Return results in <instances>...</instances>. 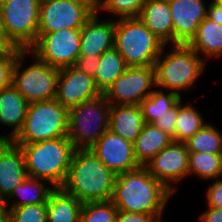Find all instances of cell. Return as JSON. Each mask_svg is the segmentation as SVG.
Segmentation results:
<instances>
[{"label":"cell","mask_w":222,"mask_h":222,"mask_svg":"<svg viewBox=\"0 0 222 222\" xmlns=\"http://www.w3.org/2000/svg\"><path fill=\"white\" fill-rule=\"evenodd\" d=\"M173 193L145 166L117 175L110 201L117 210L163 216Z\"/></svg>","instance_id":"obj_1"},{"label":"cell","mask_w":222,"mask_h":222,"mask_svg":"<svg viewBox=\"0 0 222 222\" xmlns=\"http://www.w3.org/2000/svg\"><path fill=\"white\" fill-rule=\"evenodd\" d=\"M116 178L90 149H75L61 188L82 203L109 201Z\"/></svg>","instance_id":"obj_2"},{"label":"cell","mask_w":222,"mask_h":222,"mask_svg":"<svg viewBox=\"0 0 222 222\" xmlns=\"http://www.w3.org/2000/svg\"><path fill=\"white\" fill-rule=\"evenodd\" d=\"M16 145L23 151L28 177L45 180L55 188L63 186L75 151L67 137Z\"/></svg>","instance_id":"obj_3"},{"label":"cell","mask_w":222,"mask_h":222,"mask_svg":"<svg viewBox=\"0 0 222 222\" xmlns=\"http://www.w3.org/2000/svg\"><path fill=\"white\" fill-rule=\"evenodd\" d=\"M166 48L165 45L155 61L156 87L181 95L180 92L195 87L207 63L188 45H171L168 51Z\"/></svg>","instance_id":"obj_4"},{"label":"cell","mask_w":222,"mask_h":222,"mask_svg":"<svg viewBox=\"0 0 222 222\" xmlns=\"http://www.w3.org/2000/svg\"><path fill=\"white\" fill-rule=\"evenodd\" d=\"M164 46L139 17L115 19L114 48L127 67L154 66Z\"/></svg>","instance_id":"obj_5"},{"label":"cell","mask_w":222,"mask_h":222,"mask_svg":"<svg viewBox=\"0 0 222 222\" xmlns=\"http://www.w3.org/2000/svg\"><path fill=\"white\" fill-rule=\"evenodd\" d=\"M69 109L55 99L29 103L22 129L11 140L31 144L67 137Z\"/></svg>","instance_id":"obj_6"},{"label":"cell","mask_w":222,"mask_h":222,"mask_svg":"<svg viewBox=\"0 0 222 222\" xmlns=\"http://www.w3.org/2000/svg\"><path fill=\"white\" fill-rule=\"evenodd\" d=\"M111 104L104 94L69 109L67 138L75 149H90L109 128Z\"/></svg>","instance_id":"obj_7"},{"label":"cell","mask_w":222,"mask_h":222,"mask_svg":"<svg viewBox=\"0 0 222 222\" xmlns=\"http://www.w3.org/2000/svg\"><path fill=\"white\" fill-rule=\"evenodd\" d=\"M28 55L32 64L23 68ZM59 73L60 69L41 61L30 50H22L13 69L12 85L28 103L55 99Z\"/></svg>","instance_id":"obj_8"},{"label":"cell","mask_w":222,"mask_h":222,"mask_svg":"<svg viewBox=\"0 0 222 222\" xmlns=\"http://www.w3.org/2000/svg\"><path fill=\"white\" fill-rule=\"evenodd\" d=\"M40 4L39 0H8L0 6L7 36L23 50H29L37 41Z\"/></svg>","instance_id":"obj_9"},{"label":"cell","mask_w":222,"mask_h":222,"mask_svg":"<svg viewBox=\"0 0 222 222\" xmlns=\"http://www.w3.org/2000/svg\"><path fill=\"white\" fill-rule=\"evenodd\" d=\"M81 29H61L38 33L36 43L29 49L41 61L62 69L74 66L80 55Z\"/></svg>","instance_id":"obj_10"},{"label":"cell","mask_w":222,"mask_h":222,"mask_svg":"<svg viewBox=\"0 0 222 222\" xmlns=\"http://www.w3.org/2000/svg\"><path fill=\"white\" fill-rule=\"evenodd\" d=\"M154 87V66L127 67L103 94L111 105H139L154 91Z\"/></svg>","instance_id":"obj_11"},{"label":"cell","mask_w":222,"mask_h":222,"mask_svg":"<svg viewBox=\"0 0 222 222\" xmlns=\"http://www.w3.org/2000/svg\"><path fill=\"white\" fill-rule=\"evenodd\" d=\"M95 13L79 0H47L40 4L38 33L61 29H81Z\"/></svg>","instance_id":"obj_12"},{"label":"cell","mask_w":222,"mask_h":222,"mask_svg":"<svg viewBox=\"0 0 222 222\" xmlns=\"http://www.w3.org/2000/svg\"><path fill=\"white\" fill-rule=\"evenodd\" d=\"M188 158L186 144L172 141L148 161L145 167L174 194L177 190L176 183L178 185L189 176Z\"/></svg>","instance_id":"obj_13"},{"label":"cell","mask_w":222,"mask_h":222,"mask_svg":"<svg viewBox=\"0 0 222 222\" xmlns=\"http://www.w3.org/2000/svg\"><path fill=\"white\" fill-rule=\"evenodd\" d=\"M90 150L116 175L141 166L135 158L133 143L109 129Z\"/></svg>","instance_id":"obj_14"},{"label":"cell","mask_w":222,"mask_h":222,"mask_svg":"<svg viewBox=\"0 0 222 222\" xmlns=\"http://www.w3.org/2000/svg\"><path fill=\"white\" fill-rule=\"evenodd\" d=\"M101 94L92 76L74 66L60 69L55 100L66 108L70 109Z\"/></svg>","instance_id":"obj_15"},{"label":"cell","mask_w":222,"mask_h":222,"mask_svg":"<svg viewBox=\"0 0 222 222\" xmlns=\"http://www.w3.org/2000/svg\"><path fill=\"white\" fill-rule=\"evenodd\" d=\"M173 24V45H187L207 17L204 0H168Z\"/></svg>","instance_id":"obj_16"},{"label":"cell","mask_w":222,"mask_h":222,"mask_svg":"<svg viewBox=\"0 0 222 222\" xmlns=\"http://www.w3.org/2000/svg\"><path fill=\"white\" fill-rule=\"evenodd\" d=\"M28 177L21 148L11 140L0 146V198L4 201L12 190Z\"/></svg>","instance_id":"obj_17"},{"label":"cell","mask_w":222,"mask_h":222,"mask_svg":"<svg viewBox=\"0 0 222 222\" xmlns=\"http://www.w3.org/2000/svg\"><path fill=\"white\" fill-rule=\"evenodd\" d=\"M99 16L95 12L81 28L80 55L100 56L114 47L115 19L100 21Z\"/></svg>","instance_id":"obj_18"},{"label":"cell","mask_w":222,"mask_h":222,"mask_svg":"<svg viewBox=\"0 0 222 222\" xmlns=\"http://www.w3.org/2000/svg\"><path fill=\"white\" fill-rule=\"evenodd\" d=\"M29 103L13 85L0 91V124L12 129L4 133L5 140H12L22 129Z\"/></svg>","instance_id":"obj_19"},{"label":"cell","mask_w":222,"mask_h":222,"mask_svg":"<svg viewBox=\"0 0 222 222\" xmlns=\"http://www.w3.org/2000/svg\"><path fill=\"white\" fill-rule=\"evenodd\" d=\"M168 0H146L139 18L166 46L173 45V24Z\"/></svg>","instance_id":"obj_20"},{"label":"cell","mask_w":222,"mask_h":222,"mask_svg":"<svg viewBox=\"0 0 222 222\" xmlns=\"http://www.w3.org/2000/svg\"><path fill=\"white\" fill-rule=\"evenodd\" d=\"M145 125L140 105H111L109 130L134 142Z\"/></svg>","instance_id":"obj_21"},{"label":"cell","mask_w":222,"mask_h":222,"mask_svg":"<svg viewBox=\"0 0 222 222\" xmlns=\"http://www.w3.org/2000/svg\"><path fill=\"white\" fill-rule=\"evenodd\" d=\"M54 189L55 187L45 180L27 177L12 190L3 204L4 207L46 204Z\"/></svg>","instance_id":"obj_22"},{"label":"cell","mask_w":222,"mask_h":222,"mask_svg":"<svg viewBox=\"0 0 222 222\" xmlns=\"http://www.w3.org/2000/svg\"><path fill=\"white\" fill-rule=\"evenodd\" d=\"M208 62L222 56V26L207 17L199 24L195 36L187 44ZM206 57V59H205Z\"/></svg>","instance_id":"obj_23"},{"label":"cell","mask_w":222,"mask_h":222,"mask_svg":"<svg viewBox=\"0 0 222 222\" xmlns=\"http://www.w3.org/2000/svg\"><path fill=\"white\" fill-rule=\"evenodd\" d=\"M173 139L152 123H145L140 135L133 142L134 155L141 166L150 161Z\"/></svg>","instance_id":"obj_24"},{"label":"cell","mask_w":222,"mask_h":222,"mask_svg":"<svg viewBox=\"0 0 222 222\" xmlns=\"http://www.w3.org/2000/svg\"><path fill=\"white\" fill-rule=\"evenodd\" d=\"M47 222H80L83 203L62 188H55L49 195Z\"/></svg>","instance_id":"obj_25"},{"label":"cell","mask_w":222,"mask_h":222,"mask_svg":"<svg viewBox=\"0 0 222 222\" xmlns=\"http://www.w3.org/2000/svg\"><path fill=\"white\" fill-rule=\"evenodd\" d=\"M126 69L124 58L114 47L103 52L93 77L100 92L103 94Z\"/></svg>","instance_id":"obj_26"},{"label":"cell","mask_w":222,"mask_h":222,"mask_svg":"<svg viewBox=\"0 0 222 222\" xmlns=\"http://www.w3.org/2000/svg\"><path fill=\"white\" fill-rule=\"evenodd\" d=\"M178 102V115L175 123L174 142L185 143L196 132L202 129L208 122L204 116L190 103Z\"/></svg>","instance_id":"obj_27"},{"label":"cell","mask_w":222,"mask_h":222,"mask_svg":"<svg viewBox=\"0 0 222 222\" xmlns=\"http://www.w3.org/2000/svg\"><path fill=\"white\" fill-rule=\"evenodd\" d=\"M182 96L169 91L155 90L140 102V108L145 123H154L158 118L167 114V111L172 109L180 100Z\"/></svg>","instance_id":"obj_28"},{"label":"cell","mask_w":222,"mask_h":222,"mask_svg":"<svg viewBox=\"0 0 222 222\" xmlns=\"http://www.w3.org/2000/svg\"><path fill=\"white\" fill-rule=\"evenodd\" d=\"M188 170L204 181L222 177V153L189 152Z\"/></svg>","instance_id":"obj_29"},{"label":"cell","mask_w":222,"mask_h":222,"mask_svg":"<svg viewBox=\"0 0 222 222\" xmlns=\"http://www.w3.org/2000/svg\"><path fill=\"white\" fill-rule=\"evenodd\" d=\"M185 144L189 152L222 153V132L208 121Z\"/></svg>","instance_id":"obj_30"},{"label":"cell","mask_w":222,"mask_h":222,"mask_svg":"<svg viewBox=\"0 0 222 222\" xmlns=\"http://www.w3.org/2000/svg\"><path fill=\"white\" fill-rule=\"evenodd\" d=\"M117 208L109 201L83 203L80 222H116Z\"/></svg>","instance_id":"obj_31"},{"label":"cell","mask_w":222,"mask_h":222,"mask_svg":"<svg viewBox=\"0 0 222 222\" xmlns=\"http://www.w3.org/2000/svg\"><path fill=\"white\" fill-rule=\"evenodd\" d=\"M145 2L146 0H105L98 13L109 12L117 19L139 17Z\"/></svg>","instance_id":"obj_32"},{"label":"cell","mask_w":222,"mask_h":222,"mask_svg":"<svg viewBox=\"0 0 222 222\" xmlns=\"http://www.w3.org/2000/svg\"><path fill=\"white\" fill-rule=\"evenodd\" d=\"M4 208L10 212L13 222H47L46 204Z\"/></svg>","instance_id":"obj_33"},{"label":"cell","mask_w":222,"mask_h":222,"mask_svg":"<svg viewBox=\"0 0 222 222\" xmlns=\"http://www.w3.org/2000/svg\"><path fill=\"white\" fill-rule=\"evenodd\" d=\"M21 51L0 54V91L12 85L13 69Z\"/></svg>","instance_id":"obj_34"},{"label":"cell","mask_w":222,"mask_h":222,"mask_svg":"<svg viewBox=\"0 0 222 222\" xmlns=\"http://www.w3.org/2000/svg\"><path fill=\"white\" fill-rule=\"evenodd\" d=\"M178 115V103L167 114L158 118L153 124L174 139L175 123Z\"/></svg>","instance_id":"obj_35"},{"label":"cell","mask_w":222,"mask_h":222,"mask_svg":"<svg viewBox=\"0 0 222 222\" xmlns=\"http://www.w3.org/2000/svg\"><path fill=\"white\" fill-rule=\"evenodd\" d=\"M213 183L208 185L206 190L207 207L222 208V178L218 177L212 180Z\"/></svg>","instance_id":"obj_36"},{"label":"cell","mask_w":222,"mask_h":222,"mask_svg":"<svg viewBox=\"0 0 222 222\" xmlns=\"http://www.w3.org/2000/svg\"><path fill=\"white\" fill-rule=\"evenodd\" d=\"M99 57L100 56L95 55H79L76 59L74 67L83 71L87 75L94 77L99 65Z\"/></svg>","instance_id":"obj_37"},{"label":"cell","mask_w":222,"mask_h":222,"mask_svg":"<svg viewBox=\"0 0 222 222\" xmlns=\"http://www.w3.org/2000/svg\"><path fill=\"white\" fill-rule=\"evenodd\" d=\"M115 218L116 222H150L154 217L152 215L143 213L117 210Z\"/></svg>","instance_id":"obj_38"},{"label":"cell","mask_w":222,"mask_h":222,"mask_svg":"<svg viewBox=\"0 0 222 222\" xmlns=\"http://www.w3.org/2000/svg\"><path fill=\"white\" fill-rule=\"evenodd\" d=\"M23 49L17 47L12 40L7 36L4 25L0 15V54L11 51H22Z\"/></svg>","instance_id":"obj_39"},{"label":"cell","mask_w":222,"mask_h":222,"mask_svg":"<svg viewBox=\"0 0 222 222\" xmlns=\"http://www.w3.org/2000/svg\"><path fill=\"white\" fill-rule=\"evenodd\" d=\"M207 208L199 215L200 222H222V208Z\"/></svg>","instance_id":"obj_40"},{"label":"cell","mask_w":222,"mask_h":222,"mask_svg":"<svg viewBox=\"0 0 222 222\" xmlns=\"http://www.w3.org/2000/svg\"><path fill=\"white\" fill-rule=\"evenodd\" d=\"M207 18L222 26V5L208 2Z\"/></svg>","instance_id":"obj_41"},{"label":"cell","mask_w":222,"mask_h":222,"mask_svg":"<svg viewBox=\"0 0 222 222\" xmlns=\"http://www.w3.org/2000/svg\"><path fill=\"white\" fill-rule=\"evenodd\" d=\"M79 1L86 3L95 12H98L105 2V0H79Z\"/></svg>","instance_id":"obj_42"},{"label":"cell","mask_w":222,"mask_h":222,"mask_svg":"<svg viewBox=\"0 0 222 222\" xmlns=\"http://www.w3.org/2000/svg\"><path fill=\"white\" fill-rule=\"evenodd\" d=\"M0 222H13L10 212L5 208L0 209Z\"/></svg>","instance_id":"obj_43"},{"label":"cell","mask_w":222,"mask_h":222,"mask_svg":"<svg viewBox=\"0 0 222 222\" xmlns=\"http://www.w3.org/2000/svg\"><path fill=\"white\" fill-rule=\"evenodd\" d=\"M162 217L163 216L153 218L150 222H165V220H163Z\"/></svg>","instance_id":"obj_44"},{"label":"cell","mask_w":222,"mask_h":222,"mask_svg":"<svg viewBox=\"0 0 222 222\" xmlns=\"http://www.w3.org/2000/svg\"><path fill=\"white\" fill-rule=\"evenodd\" d=\"M210 3L222 5V0H212Z\"/></svg>","instance_id":"obj_45"},{"label":"cell","mask_w":222,"mask_h":222,"mask_svg":"<svg viewBox=\"0 0 222 222\" xmlns=\"http://www.w3.org/2000/svg\"><path fill=\"white\" fill-rule=\"evenodd\" d=\"M5 141L4 139V134H0V146L2 145V143Z\"/></svg>","instance_id":"obj_46"},{"label":"cell","mask_w":222,"mask_h":222,"mask_svg":"<svg viewBox=\"0 0 222 222\" xmlns=\"http://www.w3.org/2000/svg\"><path fill=\"white\" fill-rule=\"evenodd\" d=\"M8 0H0V6H2Z\"/></svg>","instance_id":"obj_47"},{"label":"cell","mask_w":222,"mask_h":222,"mask_svg":"<svg viewBox=\"0 0 222 222\" xmlns=\"http://www.w3.org/2000/svg\"><path fill=\"white\" fill-rule=\"evenodd\" d=\"M4 208V204H0V209H3Z\"/></svg>","instance_id":"obj_48"}]
</instances>
